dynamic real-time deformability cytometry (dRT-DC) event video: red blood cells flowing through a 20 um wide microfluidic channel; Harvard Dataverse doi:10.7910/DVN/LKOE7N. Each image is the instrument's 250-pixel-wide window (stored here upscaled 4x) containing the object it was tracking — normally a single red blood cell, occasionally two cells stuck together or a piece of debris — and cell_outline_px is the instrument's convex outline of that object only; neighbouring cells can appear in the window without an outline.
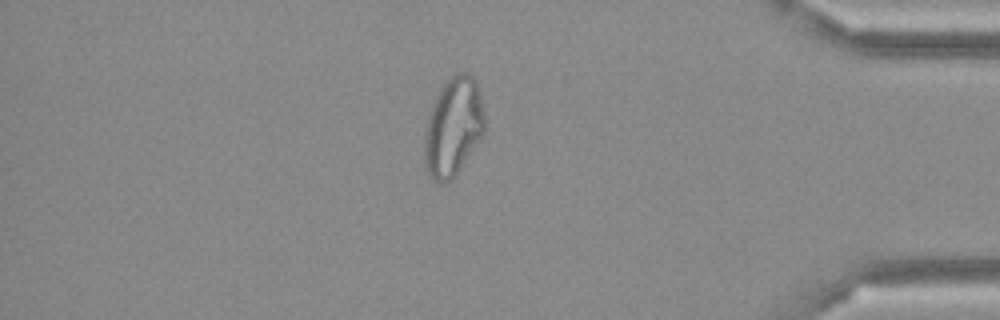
{"species": "Egyptian fruit bat (a non-hibernating species)", "species_latin": "Rousettus aegyptiacus", "temperature_condition": "cold", "stored_images_in_passage": 49, "camera_frame_rate_fps": 3000, "um_per_image_px": 0.085, "frame": {"image": 1, "passage_image": 42, "time_ms": 13.667, "image_size_px": [1000, 320], "cell_outline_px": [[484, 132], [456, 176], [452, 180], [444, 184], [440, 184], [432, 180], [424, 164], [424, 132], [428, 116], [432, 104], [440, 88], [456, 72], [464, 72], [472, 76], [476, 80], [484, 116]], "centroid_in_image_um": [38.49, 10.83], "position_along_channel_um": 396.7, "area_um2": 34.68}}